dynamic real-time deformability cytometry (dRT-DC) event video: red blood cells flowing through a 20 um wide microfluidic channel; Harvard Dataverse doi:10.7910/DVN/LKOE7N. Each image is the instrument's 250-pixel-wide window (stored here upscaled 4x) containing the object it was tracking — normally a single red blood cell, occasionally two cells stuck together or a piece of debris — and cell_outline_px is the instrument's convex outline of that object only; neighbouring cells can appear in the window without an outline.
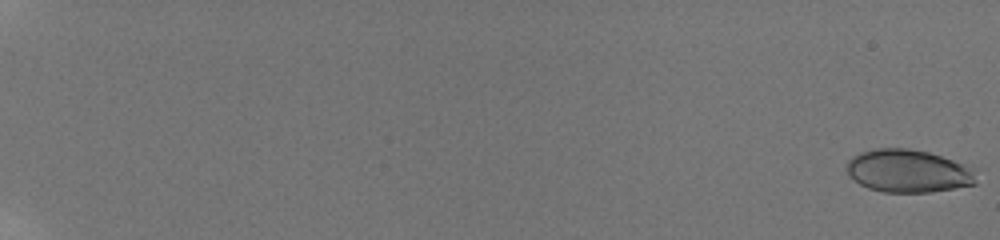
{"species": "human", "species_latin": "Homo sapiens", "temperature_condition": "room temperature", "stored_images_in_passage": 15, "camera_frame_rate_fps": 3000, "um_per_image_px": 0.085, "donor": {"sex": "male"}, "frame": {"image": 1, "passage_image": 1, "time_ms": 0.0, "image_size_px": [1000, 240], "cell_outline_px": [[976, 184], [932, 192], [884, 192], [868, 188], [860, 184], [848, 176], [848, 160], [852, 156], [860, 152], [876, 148], [908, 148], [928, 152], [976, 168]], "centroid_in_image_um": [77.21, 14.54], "position_along_channel_um": 7.8, "area_um2": 32.48}}
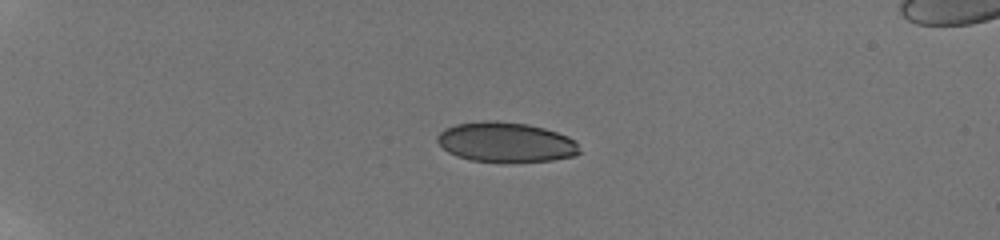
{"frame": {"image": 2, "passage_image": 10, "time_ms": 5.667, "image_size_px": [1000, 240], "cell_outline_px": [[580, 152], [572, 156], [552, 160], [500, 164], [472, 160], [456, 156], [448, 152], [436, 140], [436, 136], [444, 128], [456, 124], [480, 120], [496, 120], [528, 124], [544, 128], [568, 136], [576, 144]], "centroid_in_image_um": [42.94, 12.1], "position_along_channel_um": 42.1, "area_um2": 33.58}}
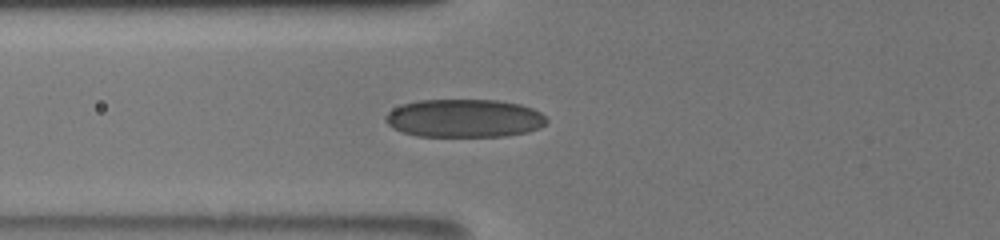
{"frame": {"image": 3, "passage_image": 15, "time_ms": 8.667, "image_size_px": [1000, 240], "cell_outline_px": [[548, 120], [540, 128], [528, 132], [508, 136], [416, 136], [400, 132], [392, 128], [384, 120], [384, 116], [392, 108], [416, 100], [500, 100], [520, 104], [532, 108], [540, 112]], "centroid_in_image_um": [39.44, 10.05], "position_along_channel_um": 86.4, "area_um2": 36.18}}